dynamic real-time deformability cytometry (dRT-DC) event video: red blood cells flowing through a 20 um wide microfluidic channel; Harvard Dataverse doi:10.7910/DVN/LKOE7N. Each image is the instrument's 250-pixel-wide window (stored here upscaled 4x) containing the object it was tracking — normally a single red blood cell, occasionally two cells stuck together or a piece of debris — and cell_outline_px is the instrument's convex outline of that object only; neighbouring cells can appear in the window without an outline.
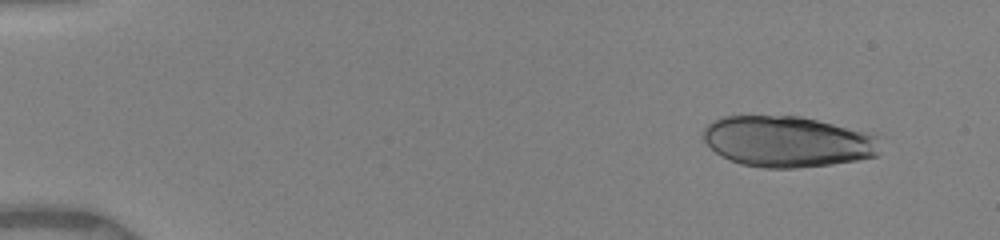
{"species": "human", "species_latin": "Homo sapiens", "temperature_condition": "warm", "stored_images_in_passage": 19, "camera_frame_rate_fps": 3000, "um_per_image_px": 0.085, "donor": {"sex": "female"}, "frame": {"image": 1, "passage_image": 1, "time_ms": 0.0, "image_size_px": [1000, 240], "cell_outline_px": [[880, 156], [832, 164], [792, 168], [764, 168], [740, 164], [728, 160], [720, 156], [700, 136], [700, 132], [712, 120], [720, 116], [800, 116], [876, 132], [880, 152]], "centroid_in_image_um": [66.96, 12.02], "position_along_channel_um": 18.0, "area_um2": 53.52}}
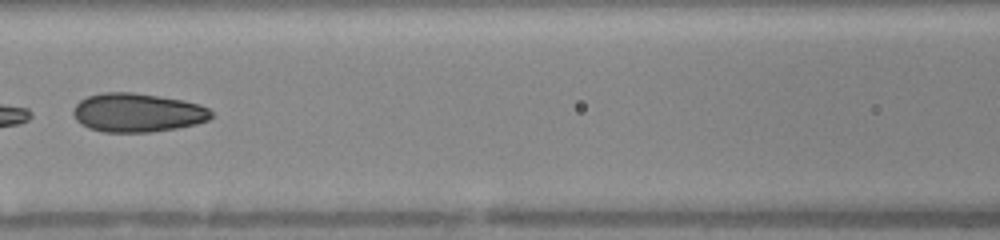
{"frame": {"image": 2, "passage_image": 17, "time_ms": 6.667, "image_size_px": [1000, 240], "cell_outline_px": [[212, 116], [208, 120], [196, 124], [176, 128], [152, 132], [104, 132], [88, 128], [80, 124], [76, 120], [72, 112], [76, 104], [80, 100], [88, 96], [104, 92], [132, 92], [184, 100], [200, 104], [208, 108], [212, 112]], "centroid_in_image_um": [11.67, 9.57], "position_along_channel_um": 154.9, "area_um2": 31.33}}